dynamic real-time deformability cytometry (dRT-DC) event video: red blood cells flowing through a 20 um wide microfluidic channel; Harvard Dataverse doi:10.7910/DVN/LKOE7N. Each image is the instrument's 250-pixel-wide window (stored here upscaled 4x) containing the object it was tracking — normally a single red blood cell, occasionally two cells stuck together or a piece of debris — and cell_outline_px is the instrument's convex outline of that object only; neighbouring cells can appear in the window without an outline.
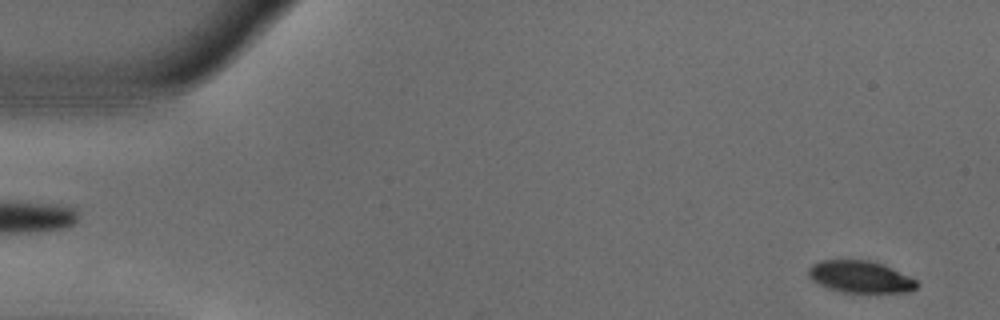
{"species": "common noctule bat (a hibernating species)", "species_latin": "Nyctalus noctula", "temperature_condition": "warm", "stored_images_in_passage": 53, "camera_frame_rate_fps": 3000, "um_per_image_px": 0.085, "animal": {"sex": "male", "body_mass_g": 18.8}, "frame": {"image": 1, "passage_image": 2, "time_ms": 0.333, "image_size_px": [1000, 320], "cell_outline_px": [[920, 284], [912, 292], [840, 292], [820, 284], [812, 280], [808, 276], [808, 268], [812, 264], [820, 260], [868, 260], [884, 264], [916, 280]], "centroid_in_image_um": [73.13, 23.52], "position_along_channel_um": 11.9, "area_um2": 20.17}}
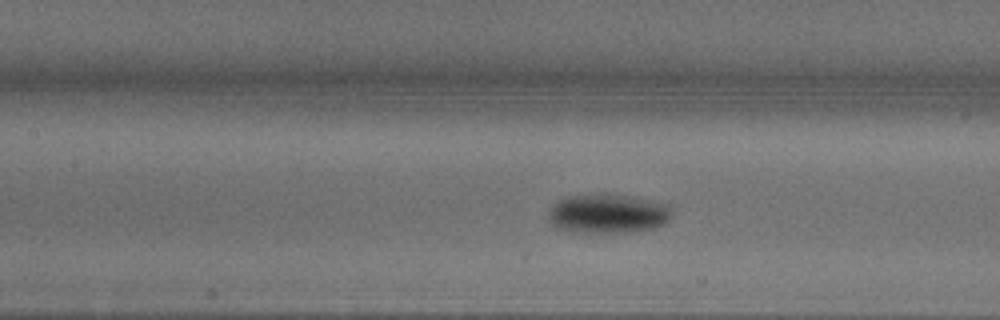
{"frame": {"image": 2, "passage_image": 23, "time_ms": 7.333, "image_size_px": [1000, 320], "cell_outline_px": [[672, 216], [664, 224], [652, 228], [628, 232], [572, 232], [556, 228], [548, 220], [548, 212], [552, 204], [564, 196], [628, 196], [668, 204]], "centroid_in_image_um": [51.62, 18.19], "position_along_channel_um": 155.8, "area_um2": 27.74}}
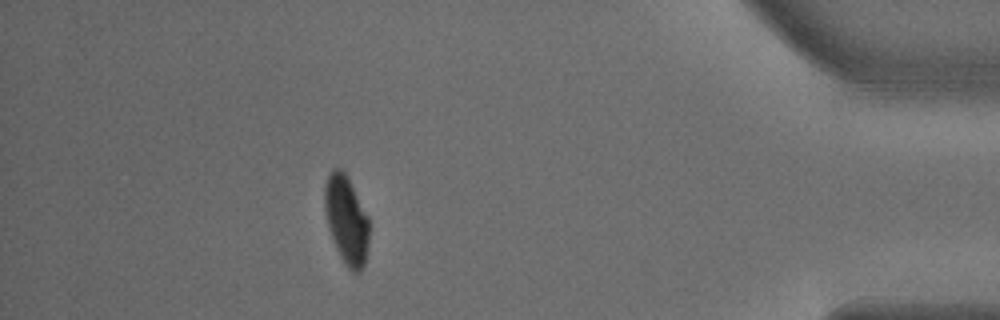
{"frame": {"image": 3, "passage_image": 47, "time_ms": 15.333, "image_size_px": [1000, 320], "cell_outline_px": [[368, 244], [364, 264], [360, 272], [352, 272], [344, 264], [336, 248], [328, 228], [324, 208], [324, 184], [328, 176], [336, 168], [340, 168], [344, 172], [368, 216]], "centroid_in_image_um": [29.42, 18.72], "position_along_channel_um": 405.8, "area_um2": 22.6}, "authors_computed_cell_mechanics": {"area_um2": 24.6228, "velocity_mm_per_s": 3.7354, "shape_relaxation_time_tau1_ms": 4.0332, "shape_relaxation_time_tau2_ms": null, "deformation_change_tau1": 0.1827, "deformation_change_tau2": null}}